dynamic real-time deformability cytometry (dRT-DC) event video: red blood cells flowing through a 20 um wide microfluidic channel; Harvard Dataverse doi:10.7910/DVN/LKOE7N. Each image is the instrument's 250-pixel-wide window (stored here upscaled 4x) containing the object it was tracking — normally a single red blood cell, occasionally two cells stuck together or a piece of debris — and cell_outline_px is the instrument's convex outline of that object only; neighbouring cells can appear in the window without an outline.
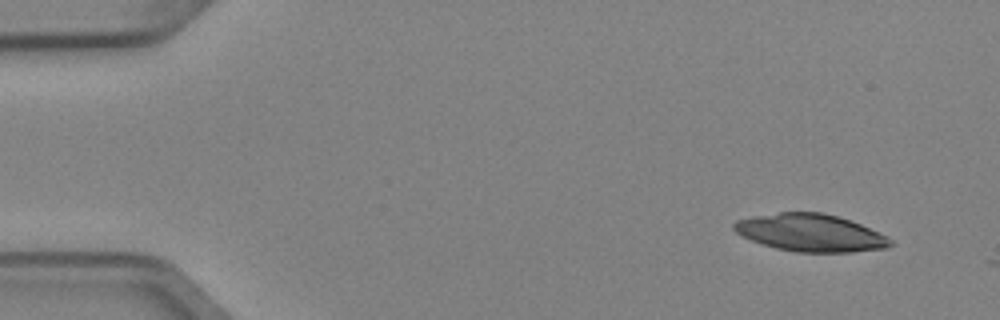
{"species": "Egyptian fruit bat (a non-hibernating species)", "species_latin": "Rousettus aegyptiacus", "temperature_condition": "cold", "stored_images_in_passage": 4, "camera_frame_rate_fps": 3000, "um_per_image_px": 0.085, "animal": {"sex": "female"}, "frame": {"image": 1, "passage_image": 1, "time_ms": 0.0, "image_size_px": [1000, 320], "cell_outline_px": [[896, 244], [888, 248], [852, 252], [796, 252], [776, 248], [752, 240], [736, 232], [732, 228], [732, 224], [736, 220], [752, 216], [780, 212], [820, 212], [836, 216], [860, 224], [892, 240]], "centroid_in_image_um": [68.88, 19.79], "position_along_channel_um": 16.1, "area_um2": 33.87}}